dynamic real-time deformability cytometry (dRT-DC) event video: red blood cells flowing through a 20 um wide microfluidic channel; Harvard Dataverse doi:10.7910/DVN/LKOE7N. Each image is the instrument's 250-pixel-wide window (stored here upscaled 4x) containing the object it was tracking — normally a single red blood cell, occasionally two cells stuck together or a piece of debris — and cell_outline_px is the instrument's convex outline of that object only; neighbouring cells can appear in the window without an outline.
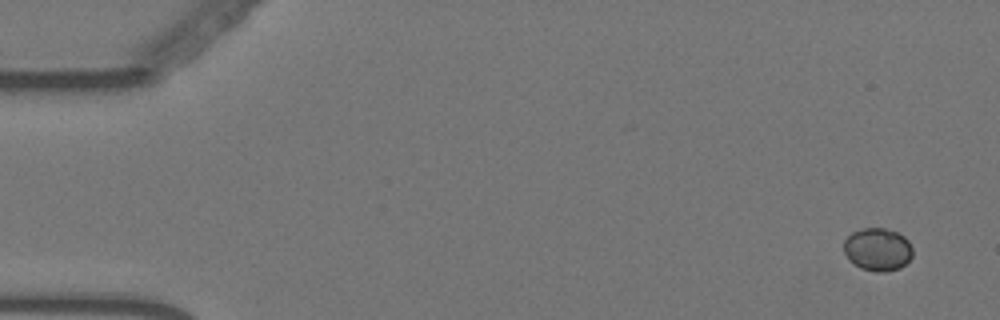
{"species": "Egyptian fruit bat (a non-hibernating species)", "species_latin": "Rousettus aegyptiacus", "temperature_condition": "warm", "stored_images_in_passage": 58, "camera_frame_rate_fps": 3000, "um_per_image_px": 0.085, "animal": {"sex": "female"}, "frame": {"image": 1, "passage_image": 4, "time_ms": 1.0, "image_size_px": [1000, 320], "cell_outline_px": [[912, 256], [900, 268], [884, 272], [876, 272], [860, 268], [848, 260], [844, 252], [844, 240], [852, 232], [864, 228], [884, 228], [896, 232], [904, 236], [908, 240], [912, 248]], "centroid_in_image_um": [74.58, 21.2], "position_along_channel_um": 10.4, "area_um2": 17.22}}
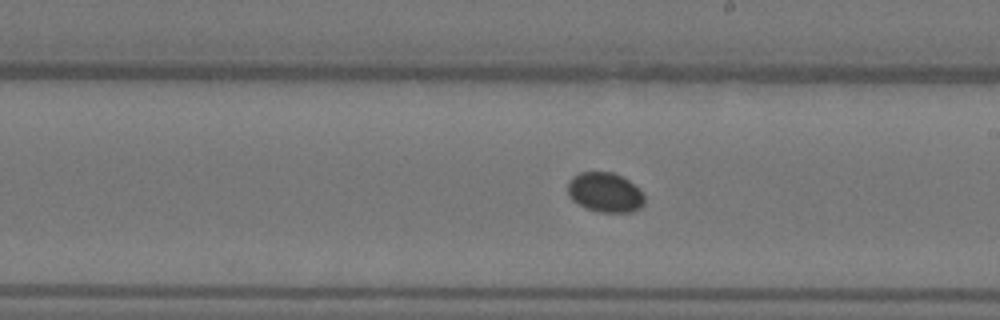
{"frame": {"image": 2, "passage_image": 34, "time_ms": 11.0, "image_size_px": [1000, 320], "cell_outline_px": [[644, 204], [640, 208], [632, 212], [600, 212], [584, 208], [572, 200], [568, 196], [568, 184], [572, 176], [580, 172], [612, 172], [628, 180], [644, 196]], "centroid_in_image_um": [51.39, 16.36], "position_along_channel_um": 237.6, "area_um2": 17.69}}
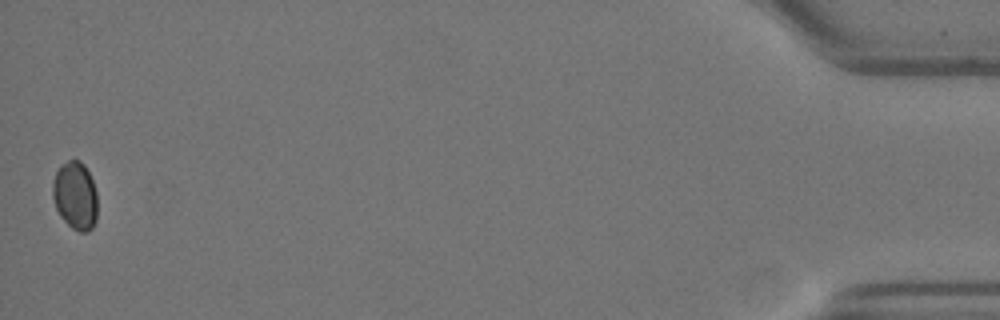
{"frame": {"image": 3, "passage_image": 58, "time_ms": 19.0, "image_size_px": [1000, 320], "cell_outline_px": [[96, 220], [92, 228], [88, 232], [80, 232], [72, 228], [60, 216], [56, 208], [52, 196], [52, 184], [56, 172], [60, 164], [68, 160], [80, 160], [84, 164], [92, 180], [96, 192]], "centroid_in_image_um": [6.38, 16.62], "position_along_channel_um": 428.8, "area_um2": 17.8}}